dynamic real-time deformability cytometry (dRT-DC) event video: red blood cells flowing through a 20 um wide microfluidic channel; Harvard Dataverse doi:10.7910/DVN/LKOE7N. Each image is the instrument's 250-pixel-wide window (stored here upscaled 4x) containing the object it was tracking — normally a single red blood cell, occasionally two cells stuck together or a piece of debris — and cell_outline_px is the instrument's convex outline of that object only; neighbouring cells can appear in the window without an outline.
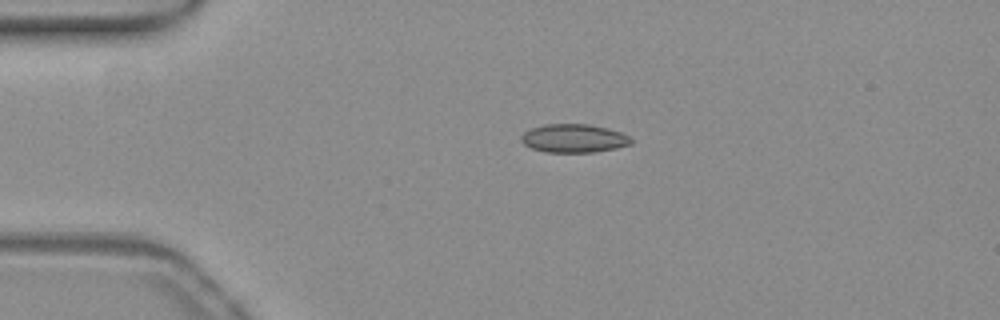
{"species": "common noctule bat (a hibernating species)", "species_latin": "Nyctalus noctula", "temperature_condition": "warm", "stored_images_in_passage": 42, "camera_frame_rate_fps": 3000, "um_per_image_px": 0.085, "animal": {"sex": "female", "body_mass_g": 19.3, "forearm_length_mm": 54.1}, "frame": {"image": 1, "passage_image": 1, "time_ms": 0.0, "image_size_px": [1000, 320], "cell_outline_px": [[632, 144], [616, 148], [596, 152], [548, 152], [532, 148], [524, 144], [520, 140], [520, 136], [524, 132], [532, 128], [544, 124], [588, 124], [608, 128], [620, 132], [628, 136], [632, 140]], "centroid_in_image_um": [48.77, 11.76], "position_along_channel_um": 36.2, "area_um2": 18.21}}
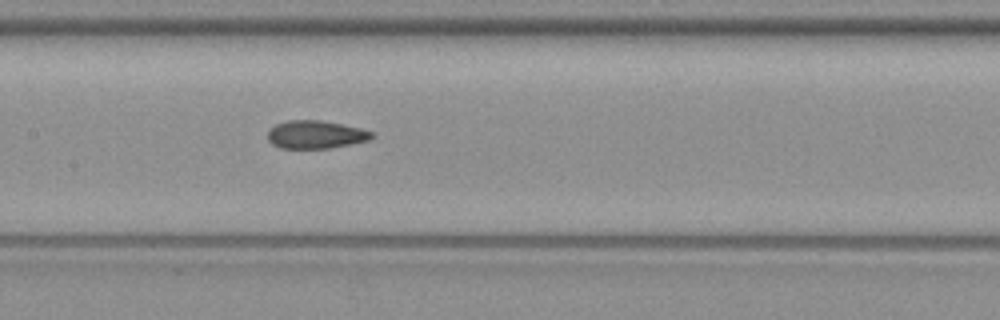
{"frame": {"image": 2, "passage_image": 15, "time_ms": 4.667, "image_size_px": [1000, 320], "cell_outline_px": [[376, 136], [368, 140], [352, 144], [332, 148], [280, 148], [272, 144], [268, 140], [268, 128], [276, 124], [288, 120], [320, 120], [360, 128], [376, 132]], "centroid_in_image_um": [26.85, 11.44], "position_along_channel_um": 180.6, "area_um2": 17.17}}
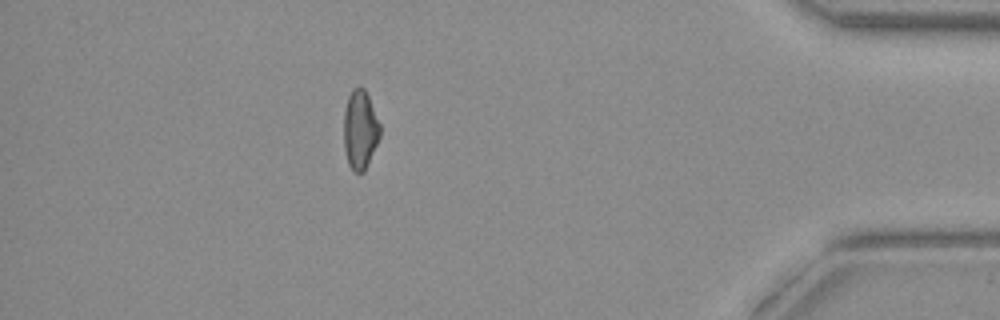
{"frame": {"image": 3, "passage_image": 36, "time_ms": 11.667, "image_size_px": [1000, 320], "cell_outline_px": [[380, 136], [364, 172], [356, 172], [348, 164], [344, 148], [344, 112], [348, 96], [352, 88], [364, 88], [368, 96], [380, 124]], "centroid_in_image_um": [30.6, 11.02], "position_along_channel_um": 404.6, "area_um2": 16.47}, "authors_computed_cell_mechanics": {"area_um2": 17.1666, "velocity_mm_per_s": 3.8947, "shape_relaxation_time_tau1_ms": null, "shape_relaxation_time_tau2_ms": 1.3402, "deformation_change_tau1": null, "deformation_change_tau2": 0.0826}}